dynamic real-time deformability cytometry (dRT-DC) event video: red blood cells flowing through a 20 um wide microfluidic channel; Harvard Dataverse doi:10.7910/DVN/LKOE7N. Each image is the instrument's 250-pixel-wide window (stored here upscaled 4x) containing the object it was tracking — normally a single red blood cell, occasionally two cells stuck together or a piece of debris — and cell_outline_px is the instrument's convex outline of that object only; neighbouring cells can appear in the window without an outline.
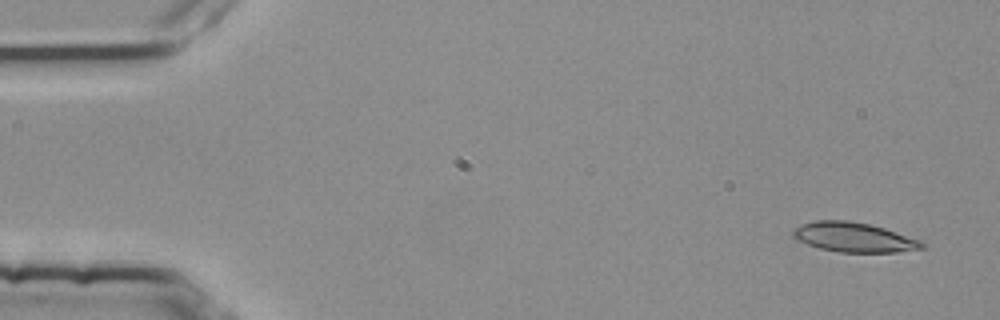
{"species": "common noctule bat (a hibernating species)", "species_latin": "Nyctalus noctula", "temperature_condition": "room temperature", "stored_images_in_passage": 53, "camera_frame_rate_fps": 3000, "um_per_image_px": 0.085, "animal": {"sex": "female", "body_mass_g": 25.1}, "frame": {"image": 1, "passage_image": 3, "time_ms": 0.667, "image_size_px": [1000, 320], "cell_outline_px": [[928, 248], [896, 252], [840, 252], [820, 248], [796, 240], [792, 236], [792, 232], [800, 224], [812, 220], [848, 220], [868, 224], [884, 228], [920, 240]], "centroid_in_image_um": [72.57, 20.16], "position_along_channel_um": 12.4, "area_um2": 22.25}}
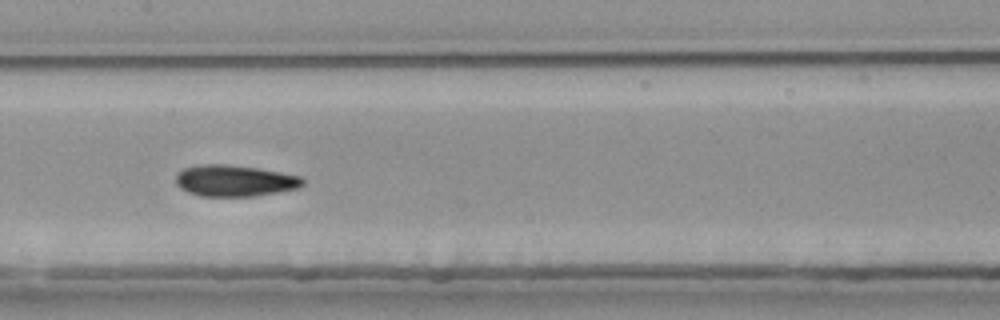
{"frame": {"image": 2, "passage_image": 27, "time_ms": 8.667, "image_size_px": [1000, 320], "cell_outline_px": [[304, 184], [300, 188], [252, 196], [200, 196], [188, 192], [180, 188], [176, 184], [176, 176], [184, 168], [204, 164], [224, 164], [256, 168], [280, 172], [300, 176], [304, 180]], "centroid_in_image_um": [19.95, 15.36], "position_along_channel_um": 187.5, "area_um2": 23.0}}
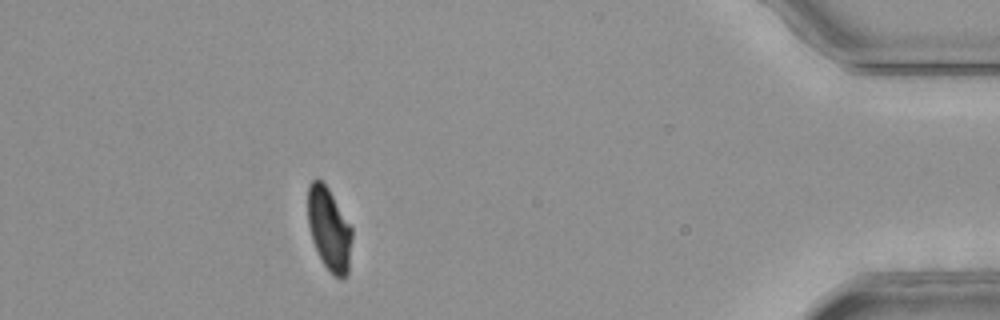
{"frame": {"image": 3, "passage_image": 49, "time_ms": 16.0, "image_size_px": [1000, 320], "cell_outline_px": [[352, 240], [348, 276], [340, 280], [332, 276], [324, 264], [312, 240], [308, 224], [308, 184], [316, 176], [328, 188], [352, 228]], "centroid_in_image_um": [27.99, 19.51], "position_along_channel_um": 407.2, "area_um2": 21.5}}